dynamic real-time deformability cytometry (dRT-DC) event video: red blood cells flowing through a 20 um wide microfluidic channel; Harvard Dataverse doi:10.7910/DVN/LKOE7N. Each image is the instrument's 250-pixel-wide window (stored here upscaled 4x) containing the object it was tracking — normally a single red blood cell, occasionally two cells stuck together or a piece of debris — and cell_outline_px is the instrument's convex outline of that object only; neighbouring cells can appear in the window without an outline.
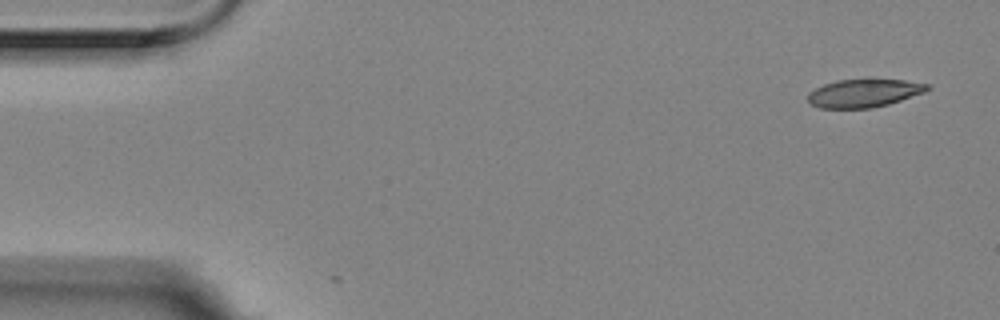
{"species": "Egyptian fruit bat (a non-hibernating species)", "species_latin": "Rousettus aegyptiacus", "temperature_condition": "room temperature", "stored_images_in_passage": 4, "camera_frame_rate_fps": 3000, "um_per_image_px": 0.085, "animal": {"sex": "female"}, "frame": {"image": 1, "passage_image": 1, "time_ms": 0.0, "image_size_px": [1000, 320], "cell_outline_px": [[932, 88], [924, 92], [888, 104], [872, 108], [820, 108], [812, 104], [808, 100], [808, 92], [824, 84], [836, 80], [868, 76], [904, 80], [932, 84]], "centroid_in_image_um": [73.48, 7.86], "position_along_channel_um": 11.5, "area_um2": 20.4}}
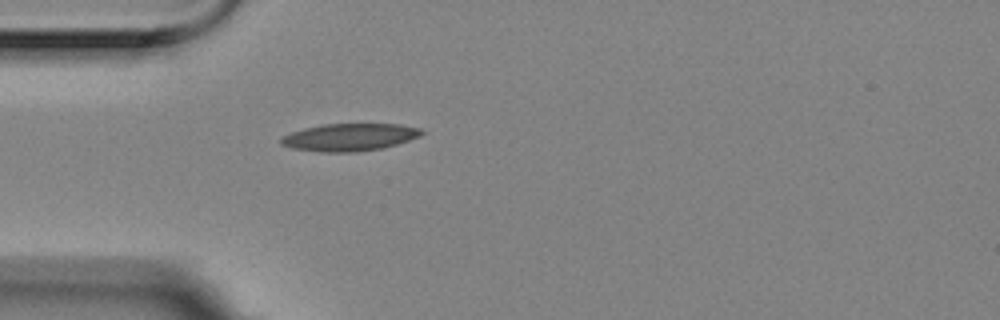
{"frame": {"image": 2, "passage_image": 4, "time_ms": 1.0, "image_size_px": [1000, 320], "cell_outline_px": [[424, 132], [420, 136], [396, 144], [380, 148], [356, 152], [320, 152], [292, 148], [280, 144], [280, 136], [304, 128], [324, 124], [400, 124], [420, 128]], "centroid_in_image_um": [29.67, 11.66], "position_along_channel_um": 55.3, "area_um2": 22.43}}